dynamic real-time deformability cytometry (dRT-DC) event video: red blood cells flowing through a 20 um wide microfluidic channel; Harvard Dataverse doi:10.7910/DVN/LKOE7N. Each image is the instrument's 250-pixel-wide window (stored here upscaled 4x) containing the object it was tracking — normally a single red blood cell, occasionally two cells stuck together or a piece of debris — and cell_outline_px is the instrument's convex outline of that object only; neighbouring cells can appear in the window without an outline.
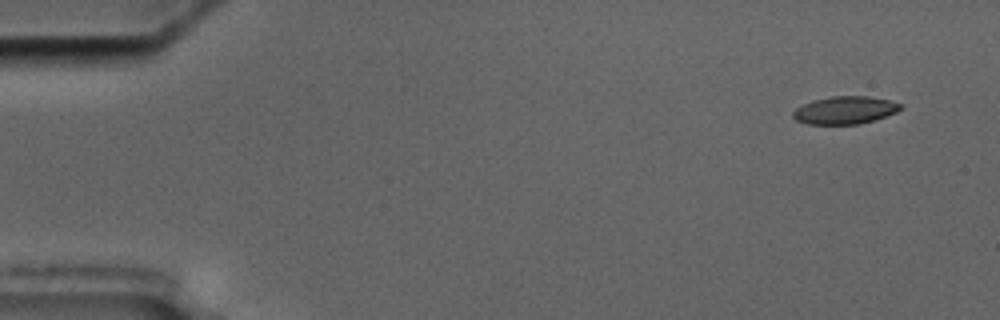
{"species": "common noctule bat (a hibernating species)", "species_latin": "Nyctalus noctula", "temperature_condition": "cold", "stored_images_in_passage": 4, "camera_frame_rate_fps": 3000, "um_per_image_px": 0.085, "animal": {"sex": "male", "body_mass_g": 17.5, "forearm_length_mm": 52.3}, "frame": {"image": 1, "passage_image": 1, "time_ms": 0.0, "image_size_px": [1000, 320], "cell_outline_px": [[904, 108], [896, 112], [860, 124], [808, 124], [796, 120], [792, 116], [792, 112], [796, 108], [812, 100], [832, 96], [868, 96], [888, 100], [904, 104]], "centroid_in_image_um": [71.83, 9.36], "position_along_channel_um": 13.2, "area_um2": 17.34}}